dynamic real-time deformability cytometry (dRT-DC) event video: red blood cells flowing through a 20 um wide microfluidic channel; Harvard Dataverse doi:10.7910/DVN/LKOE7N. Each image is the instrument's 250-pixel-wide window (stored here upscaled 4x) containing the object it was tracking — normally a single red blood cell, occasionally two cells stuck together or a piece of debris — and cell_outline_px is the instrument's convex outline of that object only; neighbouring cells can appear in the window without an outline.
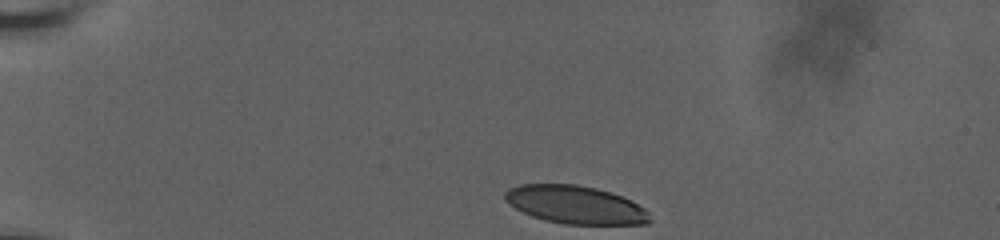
{"species": "human", "species_latin": "Homo sapiens", "temperature_condition": "room temperature", "stored_images_in_passage": 13, "camera_frame_rate_fps": 3000, "um_per_image_px": 0.085, "donor": {"sex": "male"}, "frame": {"image": 1, "passage_image": 1, "time_ms": 0.0, "image_size_px": [1000, 240], "cell_outline_px": [[652, 220], [648, 224], [564, 224], [544, 220], [532, 216], [508, 204], [504, 200], [504, 192], [508, 188], [520, 184], [576, 184], [596, 188], [612, 192], [632, 200], [644, 208], [648, 212]], "centroid_in_image_um": [48.91, 17.4], "position_along_channel_um": 36.1, "area_um2": 32.37}}
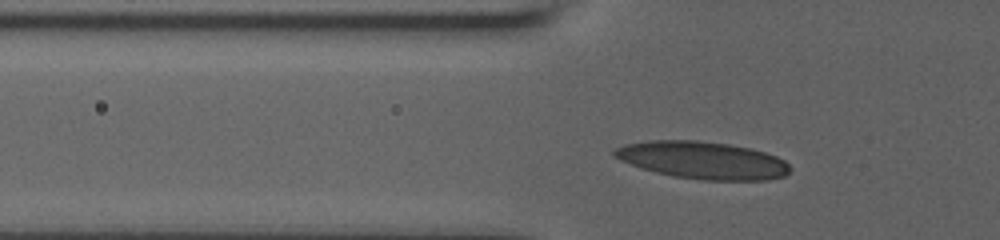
{"frame": {"image": 2, "passage_image": 8, "time_ms": 2.667, "image_size_px": [1000, 240], "cell_outline_px": [[792, 168], [784, 176], [768, 180], [700, 180], [676, 176], [656, 172], [640, 168], [620, 160], [612, 156], [612, 152], [616, 148], [628, 144], [652, 140], [696, 140], [728, 144], [752, 148], [776, 156], [784, 160]], "centroid_in_image_um": [59.74, 13.62], "position_along_channel_um": 66.1, "area_um2": 38.21}}
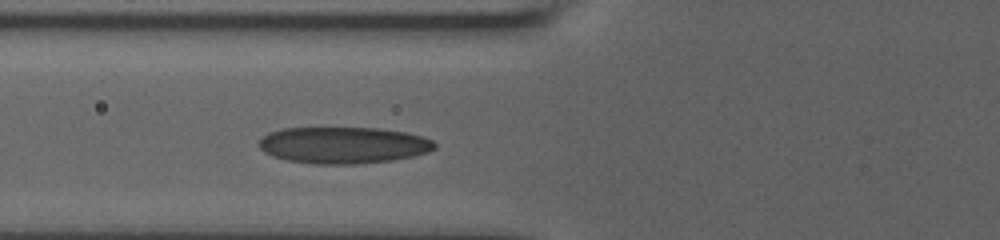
{"frame": {"image": 3, "passage_image": 13, "time_ms": 3.667, "image_size_px": [1000, 240], "cell_outline_px": [[436, 148], [428, 152], [412, 156], [392, 160], [356, 164], [312, 164], [288, 160], [272, 156], [264, 152], [260, 148], [260, 140], [268, 132], [284, 128], [380, 128], [404, 132], [420, 136], [432, 140], [436, 144]], "centroid_in_image_um": [29.18, 12.34], "position_along_channel_um": 96.6, "area_um2": 37.4}}